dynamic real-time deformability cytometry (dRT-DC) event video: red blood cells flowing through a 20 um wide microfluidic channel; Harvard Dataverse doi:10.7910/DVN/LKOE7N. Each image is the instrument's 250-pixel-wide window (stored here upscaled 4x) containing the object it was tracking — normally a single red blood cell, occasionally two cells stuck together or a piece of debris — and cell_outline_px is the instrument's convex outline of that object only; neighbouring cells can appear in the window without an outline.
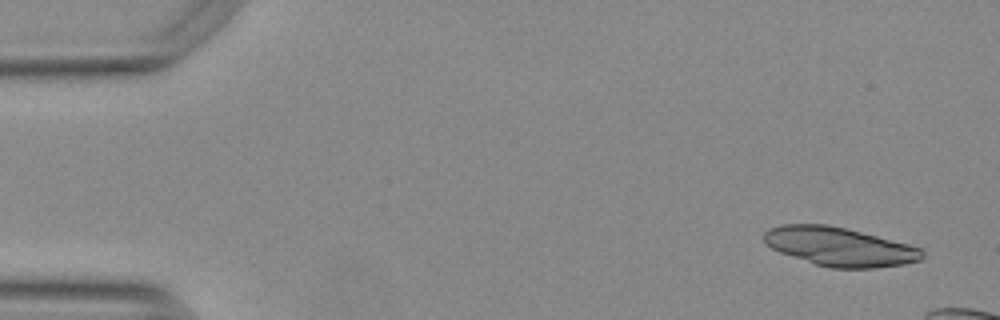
{"species": "Egyptian fruit bat (a non-hibernating species)", "species_latin": "Rousettus aegyptiacus", "temperature_condition": "warm", "stored_images_in_passage": 14, "camera_frame_rate_fps": 3000, "um_per_image_px": 0.085, "animal": {"sex": "female"}, "frame": {"image": 1, "passage_image": 1, "time_ms": 0.0, "image_size_px": [1000, 320], "cell_outline_px": [[924, 256], [920, 260], [904, 264], [876, 268], [832, 268], [816, 264], [780, 252], [764, 244], [764, 232], [768, 228], [780, 224], [828, 224], [924, 248]], "centroid_in_image_um": [71.35, 20.96], "position_along_channel_um": 13.6, "area_um2": 35.66}}